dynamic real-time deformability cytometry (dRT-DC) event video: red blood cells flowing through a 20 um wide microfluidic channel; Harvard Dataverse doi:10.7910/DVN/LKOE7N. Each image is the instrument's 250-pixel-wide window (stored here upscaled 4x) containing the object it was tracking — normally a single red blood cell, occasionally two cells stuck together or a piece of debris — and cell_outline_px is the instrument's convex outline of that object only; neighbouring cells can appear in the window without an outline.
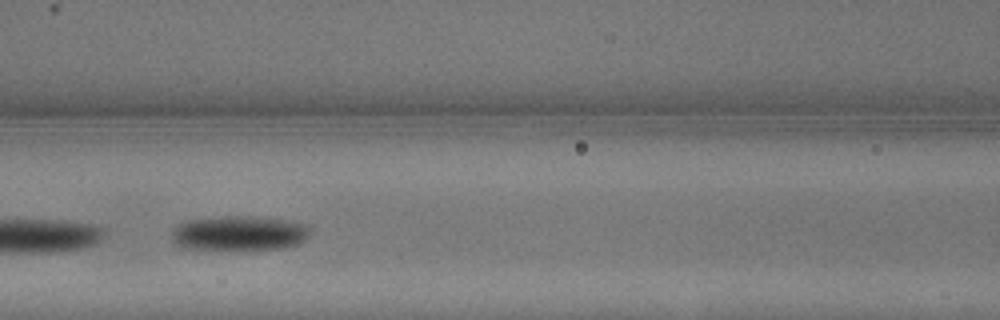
{"species": "common noctule bat (a hibernating species)", "species_latin": "Nyctalus noctula", "temperature_condition": "warm", "stored_images_in_passage": 18, "camera_frame_rate_fps": 3000, "um_per_image_px": 0.085, "animal": {"sex": "male", "body_mass_g": 13.3}, "frame": {"image": 1, "passage_image": 8, "time_ms": 2.333, "image_size_px": [1000, 320], "cell_outline_px": [[312, 232], [300, 244], [284, 248], [248, 252], [236, 252], [184, 248], [176, 244], [172, 240], [172, 232], [176, 224], [188, 220], [220, 216], [252, 216], [284, 220], [308, 224]], "centroid_in_image_um": [20.34, 19.87], "position_along_channel_um": 146.3, "area_um2": 29.42}}